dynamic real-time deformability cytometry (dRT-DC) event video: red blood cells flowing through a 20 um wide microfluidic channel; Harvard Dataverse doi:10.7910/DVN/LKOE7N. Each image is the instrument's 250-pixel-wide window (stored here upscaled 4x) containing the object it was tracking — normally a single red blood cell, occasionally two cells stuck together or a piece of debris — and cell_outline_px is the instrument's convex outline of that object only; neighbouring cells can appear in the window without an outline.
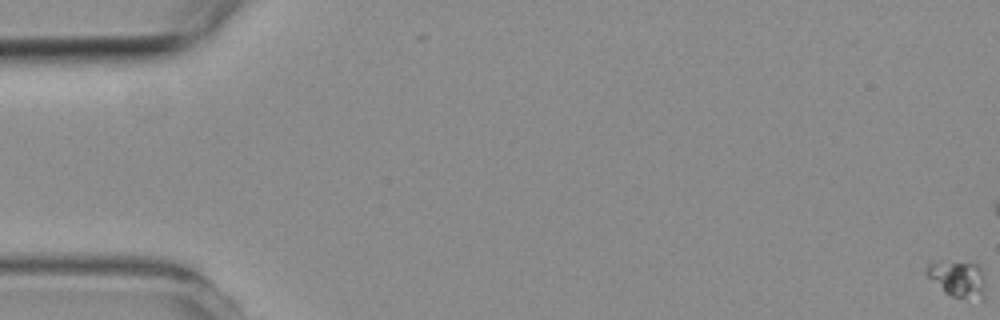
{"species": "common noctule bat (a hibernating species)", "species_latin": "Nyctalus noctula", "temperature_condition": "room temperature", "stored_images_in_passage": 6, "camera_frame_rate_fps": 3000, "um_per_image_px": 0.085, "animal": {"sex": "female", "body_mass_g": 19.3, "forearm_length_mm": 54.1}, "frame": {"image": 1, "passage_image": 1, "time_ms": 0.0, "image_size_px": [1000, 320], "cell_outline_px": [[984, 300], [952, 296], [944, 292], [924, 272], [928, 264], [972, 260], [976, 260], [980, 264], [984, 272]], "centroid_in_image_um": [81.49, 23.66], "position_along_channel_um": 3.5, "area_um2": 12.77}}